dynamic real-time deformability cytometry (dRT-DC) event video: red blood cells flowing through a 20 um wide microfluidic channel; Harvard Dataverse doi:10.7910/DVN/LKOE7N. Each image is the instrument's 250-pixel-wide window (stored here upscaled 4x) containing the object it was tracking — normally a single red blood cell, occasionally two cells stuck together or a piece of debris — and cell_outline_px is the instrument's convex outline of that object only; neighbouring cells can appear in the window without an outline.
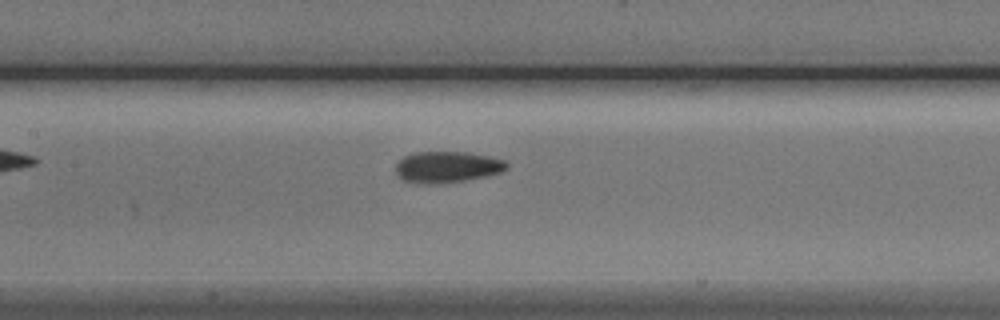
{"species": "Egyptian fruit bat (a non-hibernating species)", "species_latin": "Rousettus aegyptiacus", "temperature_condition": "cold", "stored_images_in_passage": 9, "camera_frame_rate_fps": 3000, "um_per_image_px": 0.085, "animal": {"sex": "male"}, "frame": {"image": 1, "passage_image": 9, "time_ms": 10.333, "image_size_px": [1000, 320], "cell_outline_px": [[508, 168], [500, 172], [484, 176], [444, 184], [416, 184], [400, 180], [396, 176], [396, 164], [404, 156], [416, 152], [468, 152], [488, 156], [504, 160], [508, 164]], "centroid_in_image_um": [37.95, 14.21], "position_along_channel_um": 169.5, "area_um2": 20.46}}